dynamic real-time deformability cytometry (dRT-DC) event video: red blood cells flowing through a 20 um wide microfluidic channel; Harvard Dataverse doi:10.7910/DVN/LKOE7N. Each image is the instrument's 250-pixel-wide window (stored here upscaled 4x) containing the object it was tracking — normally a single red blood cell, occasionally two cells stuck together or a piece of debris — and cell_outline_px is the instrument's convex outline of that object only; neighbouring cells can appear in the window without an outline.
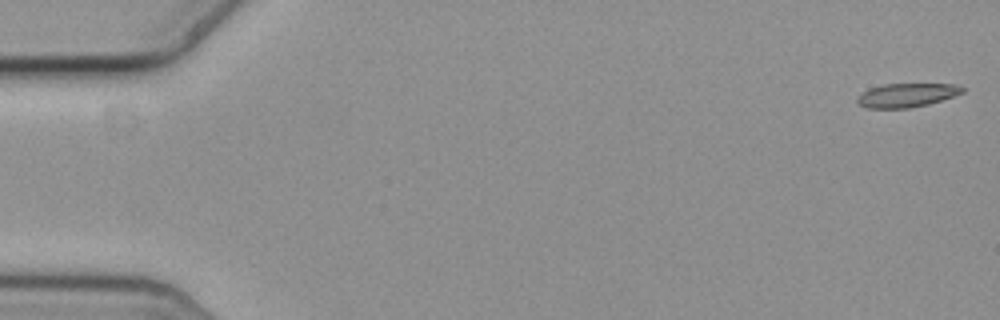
{"species": "common noctule bat (a hibernating species)", "species_latin": "Nyctalus noctula", "temperature_condition": "cold", "stored_images_in_passage": 16, "camera_frame_rate_fps": 3000, "um_per_image_px": 0.085, "animal": {"sex": "female", "body_mass_g": 19.3, "forearm_length_mm": 54.1}, "frame": {"image": 1, "passage_image": 1, "time_ms": 0.0, "image_size_px": [1000, 320], "cell_outline_px": [[964, 92], [928, 104], [908, 108], [868, 108], [860, 104], [856, 100], [856, 96], [868, 88], [884, 84], [956, 84], [964, 88]], "centroid_in_image_um": [77.03, 8.08], "position_along_channel_um": 8.0, "area_um2": 14.51}}
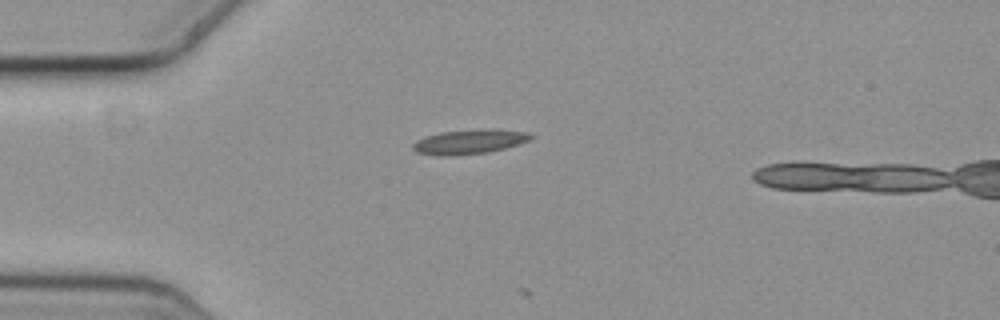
{"frame": {"image": 2, "passage_image": 15, "time_ms": 4.667, "image_size_px": [1000, 320], "cell_outline_px": [[536, 136], [532, 140], [520, 144], [488, 152], [452, 156], [440, 156], [416, 152], [412, 148], [412, 144], [416, 140], [424, 136], [440, 132], [488, 128], [496, 128], [528, 132]], "centroid_in_image_um": [39.94, 12.03], "position_along_channel_um": 45.1, "area_um2": 17.28}}